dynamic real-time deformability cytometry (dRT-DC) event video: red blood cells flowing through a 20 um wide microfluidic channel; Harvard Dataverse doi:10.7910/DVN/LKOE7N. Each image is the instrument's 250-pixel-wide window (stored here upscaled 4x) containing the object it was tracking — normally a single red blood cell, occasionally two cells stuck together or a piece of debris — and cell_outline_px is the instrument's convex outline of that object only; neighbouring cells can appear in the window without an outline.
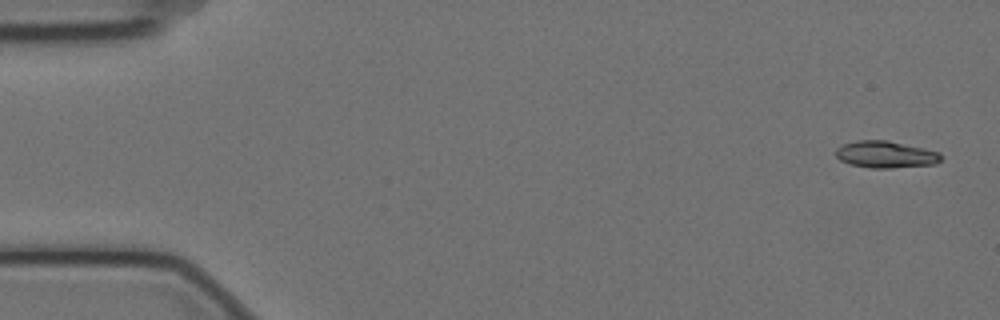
{"species": "Egyptian fruit bat (a non-hibernating species)", "species_latin": "Rousettus aegyptiacus", "temperature_condition": "cold", "stored_images_in_passage": 5, "camera_frame_rate_fps": 3000, "um_per_image_px": 0.085, "animal": {"sex": "female"}, "frame": {"image": 1, "passage_image": 1, "time_ms": 0.0, "image_size_px": [1000, 320], "cell_outline_px": [[944, 156], [936, 164], [892, 168], [872, 168], [848, 164], [840, 160], [836, 156], [836, 148], [844, 144], [856, 140], [888, 140], [924, 148], [940, 152]], "centroid_in_image_um": [75.3, 13.13], "position_along_channel_um": 9.7, "area_um2": 16.65}}